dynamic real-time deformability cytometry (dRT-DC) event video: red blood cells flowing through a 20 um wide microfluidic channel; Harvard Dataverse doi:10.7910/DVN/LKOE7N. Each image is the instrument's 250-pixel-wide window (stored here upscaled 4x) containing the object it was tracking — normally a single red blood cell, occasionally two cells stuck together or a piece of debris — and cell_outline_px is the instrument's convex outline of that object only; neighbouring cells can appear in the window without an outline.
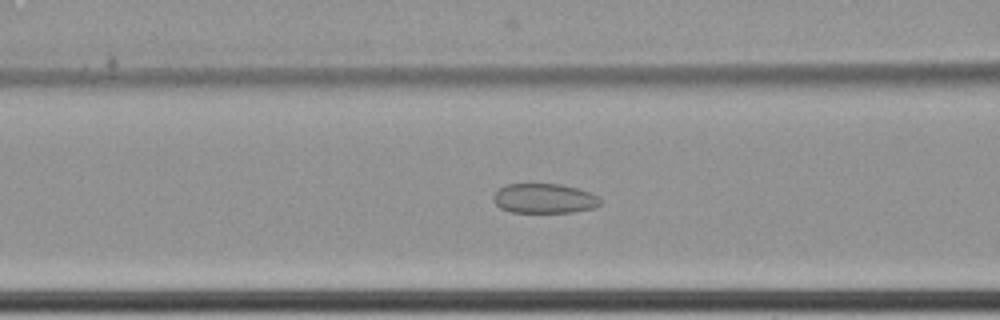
{"species": "common noctule bat (a hibernating species)", "species_latin": "Nyctalus noctula", "temperature_condition": "cold", "stored_images_in_passage": 52, "camera_frame_rate_fps": 3000, "um_per_image_px": 0.085, "animal": {"sex": "female", "body_mass_g": 22.7, "forearm_length_mm": 54.2}, "frame": {"image": 1, "passage_image": 17, "time_ms": 5.333, "image_size_px": [1000, 320], "cell_outline_px": [[600, 204], [596, 208], [572, 212], [512, 212], [500, 208], [492, 200], [492, 196], [500, 188], [508, 184], [560, 184], [576, 188], [588, 192], [596, 196], [600, 200]], "centroid_in_image_um": [46.24, 16.87], "position_along_channel_um": 120.4, "area_um2": 18.38}}
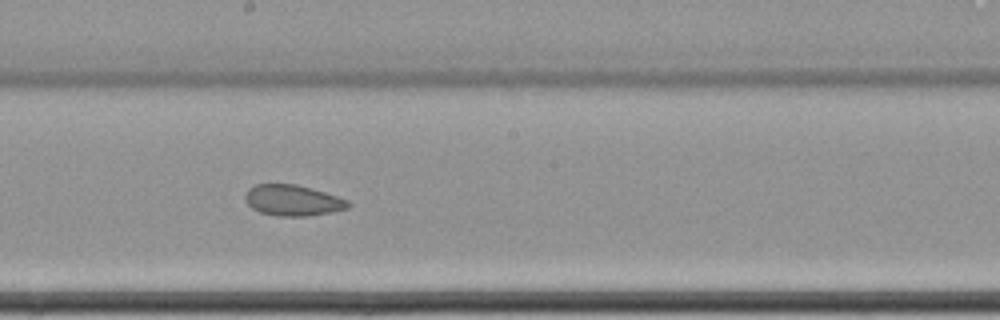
{"frame": {"image": 2, "passage_image": 26, "time_ms": 8.333, "image_size_px": [1000, 320], "cell_outline_px": [[352, 204], [348, 208], [332, 212], [308, 216], [276, 216], [260, 212], [252, 208], [244, 200], [244, 196], [248, 188], [256, 184], [296, 184], [324, 192], [348, 200]], "centroid_in_image_um": [24.87, 17.03], "position_along_channel_um": 223.3, "area_um2": 18.61}}
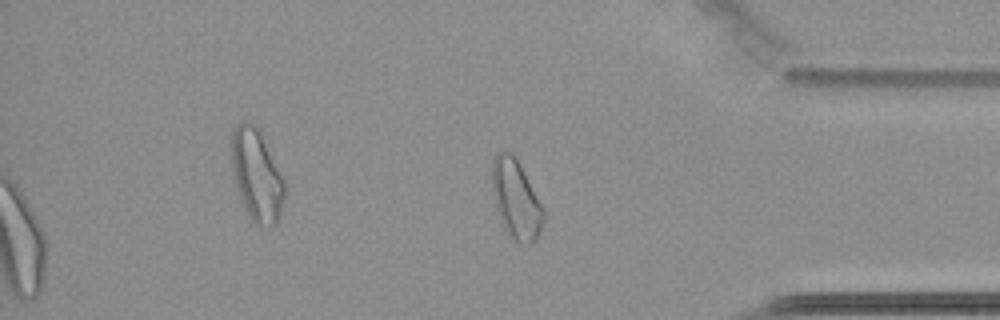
{"frame": {"image": 3, "passage_image": 42, "time_ms": 13.667, "image_size_px": [1000, 320], "cell_outline_px": [[544, 220], [536, 240], [532, 244], [520, 244], [508, 236], [500, 220], [492, 192], [492, 160], [496, 152], [504, 148], [512, 152], [520, 164], [544, 208]], "centroid_in_image_um": [43.85, 16.92], "position_along_channel_um": 391.4, "area_um2": 24.1}, "authors_computed_cell_mechanics": {"area_um2": 21.1837, "velocity_mm_per_s": 3.4394, "shape_relaxation_time_tau1_ms": null, "shape_relaxation_time_tau2_ms": 2.9618, "deformation_change_tau1": null, "deformation_change_tau2": 0.0723}}